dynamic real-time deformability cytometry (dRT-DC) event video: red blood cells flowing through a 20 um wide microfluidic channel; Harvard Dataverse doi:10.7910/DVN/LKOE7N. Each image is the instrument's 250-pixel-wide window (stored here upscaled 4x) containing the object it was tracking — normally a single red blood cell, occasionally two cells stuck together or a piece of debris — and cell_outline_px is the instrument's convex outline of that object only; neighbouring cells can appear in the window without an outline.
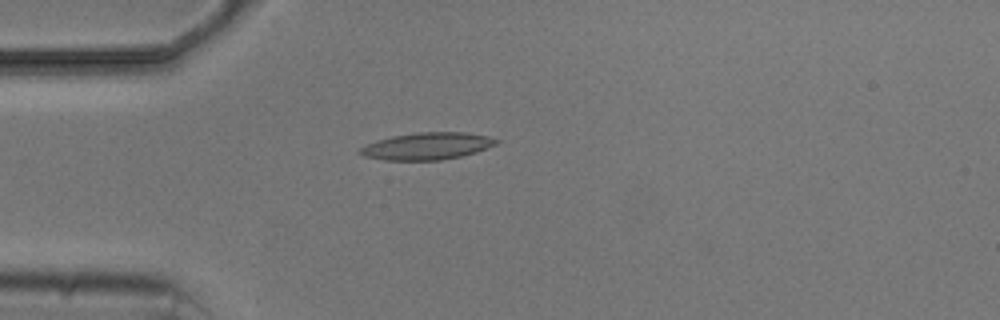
{"species": "common noctule bat (a hibernating species)", "species_latin": "Nyctalus noctula", "temperature_condition": "cold", "stored_images_in_passage": 4, "camera_frame_rate_fps": 3000, "um_per_image_px": 0.085, "animal": {"sex": "male", "body_mass_g": 20.5, "forearm_length_mm": 52.5}, "frame": {"image": 1, "passage_image": 4, "time_ms": 3.333, "image_size_px": [1000, 320], "cell_outline_px": [[500, 140], [496, 144], [476, 152], [460, 156], [440, 160], [384, 160], [364, 156], [356, 152], [360, 148], [376, 140], [392, 136], [416, 132], [464, 132], [488, 136]], "centroid_in_image_um": [36.28, 12.41], "position_along_channel_um": 48.7, "area_um2": 21.44}}